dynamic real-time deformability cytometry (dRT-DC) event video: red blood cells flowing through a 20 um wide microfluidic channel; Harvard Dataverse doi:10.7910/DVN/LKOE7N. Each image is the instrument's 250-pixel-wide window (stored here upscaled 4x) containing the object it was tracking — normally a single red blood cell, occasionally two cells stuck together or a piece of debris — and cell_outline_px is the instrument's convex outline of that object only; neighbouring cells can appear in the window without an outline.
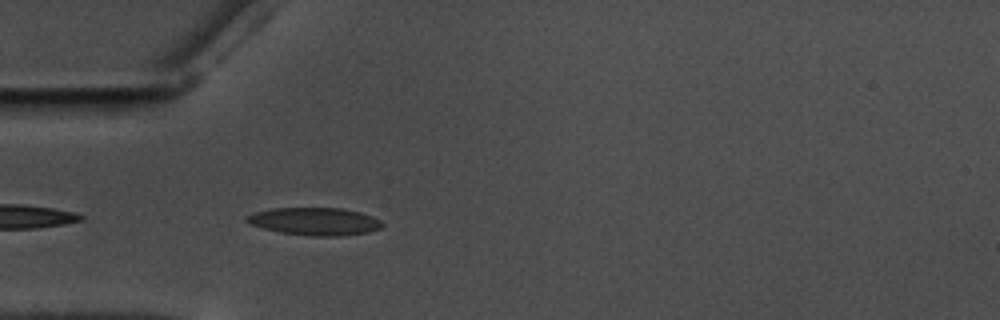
{"species": "common noctule bat (a hibernating species)", "species_latin": "Nyctalus noctula", "temperature_condition": "warm", "stored_images_in_passage": 26, "camera_frame_rate_fps": 3000, "um_per_image_px": 0.085, "animal": {"sex": "male", "body_mass_g": 17.5, "forearm_length_mm": 52.3}, "frame": {"image": 1, "passage_image": 2, "time_ms": 0.333, "image_size_px": [1000, 320], "cell_outline_px": [[384, 224], [380, 228], [368, 232], [340, 236], [312, 236], [280, 232], [248, 224], [244, 220], [248, 216], [256, 212], [272, 208], [340, 208], [360, 212], [372, 216], [380, 220]], "centroid_in_image_um": [26.76, 18.82], "position_along_channel_um": 58.2, "area_um2": 21.73}}
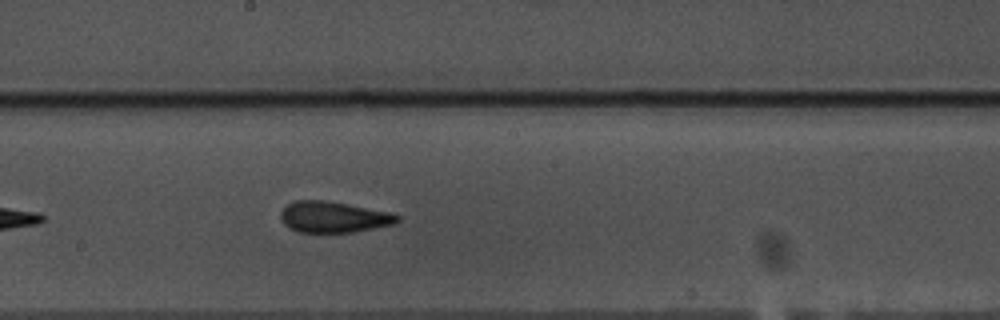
{"frame": {"image": 2, "passage_image": 16, "time_ms": 5.0, "image_size_px": [1000, 320], "cell_outline_px": [[400, 220], [396, 224], [352, 232], [296, 232], [288, 228], [280, 220], [280, 212], [288, 204], [296, 200], [324, 200], [348, 204], [388, 212], [400, 216]], "centroid_in_image_um": [28.32, 18.45], "position_along_channel_um": 219.9, "area_um2": 21.15}}
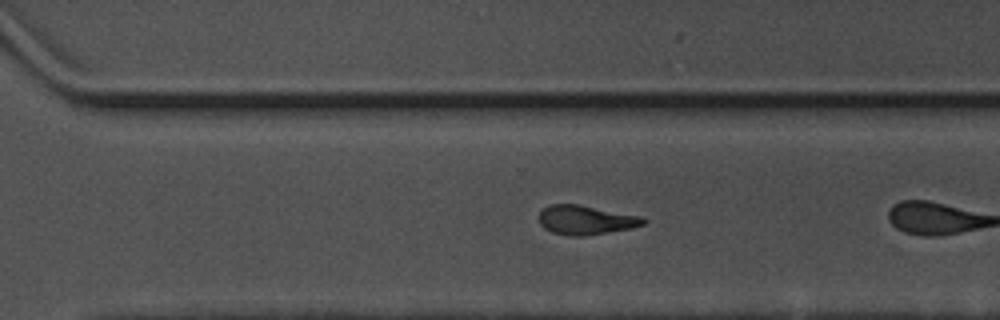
{"frame": {"image": 3, "passage_image": 22, "time_ms": 7.0, "image_size_px": [1000, 320], "cell_outline_px": [[648, 220], [644, 224], [632, 228], [584, 236], [572, 236], [552, 232], [544, 228], [540, 224], [540, 212], [544, 208], [552, 204], [580, 204], [640, 216]], "centroid_in_image_um": [49.81, 18.69], "position_along_channel_um": 320.8, "area_um2": 17.69}}